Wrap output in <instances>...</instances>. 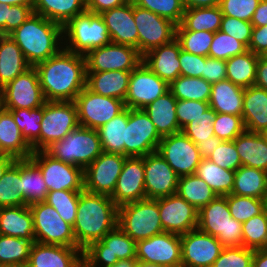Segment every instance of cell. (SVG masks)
<instances>
[{"instance_id":"28","label":"cell","mask_w":267,"mask_h":267,"mask_svg":"<svg viewBox=\"0 0 267 267\" xmlns=\"http://www.w3.org/2000/svg\"><path fill=\"white\" fill-rule=\"evenodd\" d=\"M242 118L249 132L267 130V90L252 85L244 90Z\"/></svg>"},{"instance_id":"6","label":"cell","mask_w":267,"mask_h":267,"mask_svg":"<svg viewBox=\"0 0 267 267\" xmlns=\"http://www.w3.org/2000/svg\"><path fill=\"white\" fill-rule=\"evenodd\" d=\"M197 228L216 237L224 247L242 246V223L232 218L226 196H217L198 211Z\"/></svg>"},{"instance_id":"44","label":"cell","mask_w":267,"mask_h":267,"mask_svg":"<svg viewBox=\"0 0 267 267\" xmlns=\"http://www.w3.org/2000/svg\"><path fill=\"white\" fill-rule=\"evenodd\" d=\"M21 131L22 136L32 147L33 152L40 151V130L44 114V105L33 109L8 110Z\"/></svg>"},{"instance_id":"54","label":"cell","mask_w":267,"mask_h":267,"mask_svg":"<svg viewBox=\"0 0 267 267\" xmlns=\"http://www.w3.org/2000/svg\"><path fill=\"white\" fill-rule=\"evenodd\" d=\"M247 50L242 42L218 30L214 33L208 56L226 61L231 57L243 54Z\"/></svg>"},{"instance_id":"4","label":"cell","mask_w":267,"mask_h":267,"mask_svg":"<svg viewBox=\"0 0 267 267\" xmlns=\"http://www.w3.org/2000/svg\"><path fill=\"white\" fill-rule=\"evenodd\" d=\"M45 151L54 158L85 169L103 151L97 130L79 126Z\"/></svg>"},{"instance_id":"35","label":"cell","mask_w":267,"mask_h":267,"mask_svg":"<svg viewBox=\"0 0 267 267\" xmlns=\"http://www.w3.org/2000/svg\"><path fill=\"white\" fill-rule=\"evenodd\" d=\"M30 67L21 48L11 36L0 35V88H3Z\"/></svg>"},{"instance_id":"45","label":"cell","mask_w":267,"mask_h":267,"mask_svg":"<svg viewBox=\"0 0 267 267\" xmlns=\"http://www.w3.org/2000/svg\"><path fill=\"white\" fill-rule=\"evenodd\" d=\"M212 84L200 77L179 76L169 84V91L177 100L209 102Z\"/></svg>"},{"instance_id":"39","label":"cell","mask_w":267,"mask_h":267,"mask_svg":"<svg viewBox=\"0 0 267 267\" xmlns=\"http://www.w3.org/2000/svg\"><path fill=\"white\" fill-rule=\"evenodd\" d=\"M259 56L250 50L226 60L227 79L242 88L255 84Z\"/></svg>"},{"instance_id":"56","label":"cell","mask_w":267,"mask_h":267,"mask_svg":"<svg viewBox=\"0 0 267 267\" xmlns=\"http://www.w3.org/2000/svg\"><path fill=\"white\" fill-rule=\"evenodd\" d=\"M254 250L244 246L224 247L212 267H252Z\"/></svg>"},{"instance_id":"43","label":"cell","mask_w":267,"mask_h":267,"mask_svg":"<svg viewBox=\"0 0 267 267\" xmlns=\"http://www.w3.org/2000/svg\"><path fill=\"white\" fill-rule=\"evenodd\" d=\"M196 175L203 179L217 196L231 194L235 171L224 169L209 159H202L197 167Z\"/></svg>"},{"instance_id":"60","label":"cell","mask_w":267,"mask_h":267,"mask_svg":"<svg viewBox=\"0 0 267 267\" xmlns=\"http://www.w3.org/2000/svg\"><path fill=\"white\" fill-rule=\"evenodd\" d=\"M210 107L209 102L177 100L176 114L180 129L195 120Z\"/></svg>"},{"instance_id":"32","label":"cell","mask_w":267,"mask_h":267,"mask_svg":"<svg viewBox=\"0 0 267 267\" xmlns=\"http://www.w3.org/2000/svg\"><path fill=\"white\" fill-rule=\"evenodd\" d=\"M233 141L243 166L267 172V139L263 133L245 130Z\"/></svg>"},{"instance_id":"73","label":"cell","mask_w":267,"mask_h":267,"mask_svg":"<svg viewBox=\"0 0 267 267\" xmlns=\"http://www.w3.org/2000/svg\"><path fill=\"white\" fill-rule=\"evenodd\" d=\"M0 3L6 4L8 6L12 5L34 6V0H0Z\"/></svg>"},{"instance_id":"74","label":"cell","mask_w":267,"mask_h":267,"mask_svg":"<svg viewBox=\"0 0 267 267\" xmlns=\"http://www.w3.org/2000/svg\"><path fill=\"white\" fill-rule=\"evenodd\" d=\"M137 259L119 260L116 264L108 265L105 267H134Z\"/></svg>"},{"instance_id":"8","label":"cell","mask_w":267,"mask_h":267,"mask_svg":"<svg viewBox=\"0 0 267 267\" xmlns=\"http://www.w3.org/2000/svg\"><path fill=\"white\" fill-rule=\"evenodd\" d=\"M127 259H136V242L119 226L83 250L86 267H105Z\"/></svg>"},{"instance_id":"62","label":"cell","mask_w":267,"mask_h":267,"mask_svg":"<svg viewBox=\"0 0 267 267\" xmlns=\"http://www.w3.org/2000/svg\"><path fill=\"white\" fill-rule=\"evenodd\" d=\"M203 79L211 84L227 79L226 61L206 57Z\"/></svg>"},{"instance_id":"79","label":"cell","mask_w":267,"mask_h":267,"mask_svg":"<svg viewBox=\"0 0 267 267\" xmlns=\"http://www.w3.org/2000/svg\"><path fill=\"white\" fill-rule=\"evenodd\" d=\"M263 134H264V136H265L266 139H267V130H266Z\"/></svg>"},{"instance_id":"80","label":"cell","mask_w":267,"mask_h":267,"mask_svg":"<svg viewBox=\"0 0 267 267\" xmlns=\"http://www.w3.org/2000/svg\"><path fill=\"white\" fill-rule=\"evenodd\" d=\"M79 267H86L84 263H82Z\"/></svg>"},{"instance_id":"26","label":"cell","mask_w":267,"mask_h":267,"mask_svg":"<svg viewBox=\"0 0 267 267\" xmlns=\"http://www.w3.org/2000/svg\"><path fill=\"white\" fill-rule=\"evenodd\" d=\"M83 263L81 248L34 242L28 267H79Z\"/></svg>"},{"instance_id":"18","label":"cell","mask_w":267,"mask_h":267,"mask_svg":"<svg viewBox=\"0 0 267 267\" xmlns=\"http://www.w3.org/2000/svg\"><path fill=\"white\" fill-rule=\"evenodd\" d=\"M168 91L169 84L141 62L131 71L125 106L143 109Z\"/></svg>"},{"instance_id":"30","label":"cell","mask_w":267,"mask_h":267,"mask_svg":"<svg viewBox=\"0 0 267 267\" xmlns=\"http://www.w3.org/2000/svg\"><path fill=\"white\" fill-rule=\"evenodd\" d=\"M176 102L177 99L168 91L142 109L161 137L181 131L177 121Z\"/></svg>"},{"instance_id":"17","label":"cell","mask_w":267,"mask_h":267,"mask_svg":"<svg viewBox=\"0 0 267 267\" xmlns=\"http://www.w3.org/2000/svg\"><path fill=\"white\" fill-rule=\"evenodd\" d=\"M127 156L102 152L84 169V190L111 196Z\"/></svg>"},{"instance_id":"11","label":"cell","mask_w":267,"mask_h":267,"mask_svg":"<svg viewBox=\"0 0 267 267\" xmlns=\"http://www.w3.org/2000/svg\"><path fill=\"white\" fill-rule=\"evenodd\" d=\"M40 125V150H45L80 126L74 101H46Z\"/></svg>"},{"instance_id":"58","label":"cell","mask_w":267,"mask_h":267,"mask_svg":"<svg viewBox=\"0 0 267 267\" xmlns=\"http://www.w3.org/2000/svg\"><path fill=\"white\" fill-rule=\"evenodd\" d=\"M260 0H220L219 7L225 16L251 22Z\"/></svg>"},{"instance_id":"67","label":"cell","mask_w":267,"mask_h":267,"mask_svg":"<svg viewBox=\"0 0 267 267\" xmlns=\"http://www.w3.org/2000/svg\"><path fill=\"white\" fill-rule=\"evenodd\" d=\"M251 23L256 27L267 25V0H260L253 14Z\"/></svg>"},{"instance_id":"22","label":"cell","mask_w":267,"mask_h":267,"mask_svg":"<svg viewBox=\"0 0 267 267\" xmlns=\"http://www.w3.org/2000/svg\"><path fill=\"white\" fill-rule=\"evenodd\" d=\"M146 198L158 199L177 193L179 176L156 151L143 157Z\"/></svg>"},{"instance_id":"65","label":"cell","mask_w":267,"mask_h":267,"mask_svg":"<svg viewBox=\"0 0 267 267\" xmlns=\"http://www.w3.org/2000/svg\"><path fill=\"white\" fill-rule=\"evenodd\" d=\"M129 0H86V10L94 14H101L102 12L120 7Z\"/></svg>"},{"instance_id":"10","label":"cell","mask_w":267,"mask_h":267,"mask_svg":"<svg viewBox=\"0 0 267 267\" xmlns=\"http://www.w3.org/2000/svg\"><path fill=\"white\" fill-rule=\"evenodd\" d=\"M40 170L48 191L84 190V169L62 162L45 150L35 151L29 158Z\"/></svg>"},{"instance_id":"48","label":"cell","mask_w":267,"mask_h":267,"mask_svg":"<svg viewBox=\"0 0 267 267\" xmlns=\"http://www.w3.org/2000/svg\"><path fill=\"white\" fill-rule=\"evenodd\" d=\"M81 191H48L46 201L58 212L60 217L70 225L76 221L77 206Z\"/></svg>"},{"instance_id":"75","label":"cell","mask_w":267,"mask_h":267,"mask_svg":"<svg viewBox=\"0 0 267 267\" xmlns=\"http://www.w3.org/2000/svg\"><path fill=\"white\" fill-rule=\"evenodd\" d=\"M134 267H166V266L159 265L156 263H146V262L137 260Z\"/></svg>"},{"instance_id":"64","label":"cell","mask_w":267,"mask_h":267,"mask_svg":"<svg viewBox=\"0 0 267 267\" xmlns=\"http://www.w3.org/2000/svg\"><path fill=\"white\" fill-rule=\"evenodd\" d=\"M247 49L258 56H267V25L253 26L251 41Z\"/></svg>"},{"instance_id":"23","label":"cell","mask_w":267,"mask_h":267,"mask_svg":"<svg viewBox=\"0 0 267 267\" xmlns=\"http://www.w3.org/2000/svg\"><path fill=\"white\" fill-rule=\"evenodd\" d=\"M163 230L178 235L198 226V210L177 193L156 199Z\"/></svg>"},{"instance_id":"49","label":"cell","mask_w":267,"mask_h":267,"mask_svg":"<svg viewBox=\"0 0 267 267\" xmlns=\"http://www.w3.org/2000/svg\"><path fill=\"white\" fill-rule=\"evenodd\" d=\"M242 246L256 249H267V215L265 211L242 223Z\"/></svg>"},{"instance_id":"5","label":"cell","mask_w":267,"mask_h":267,"mask_svg":"<svg viewBox=\"0 0 267 267\" xmlns=\"http://www.w3.org/2000/svg\"><path fill=\"white\" fill-rule=\"evenodd\" d=\"M63 36L64 40L67 39V44H64L66 46L63 48L81 55L112 42L102 16L87 10L63 26Z\"/></svg>"},{"instance_id":"34","label":"cell","mask_w":267,"mask_h":267,"mask_svg":"<svg viewBox=\"0 0 267 267\" xmlns=\"http://www.w3.org/2000/svg\"><path fill=\"white\" fill-rule=\"evenodd\" d=\"M244 90L228 79L213 83L209 105L216 113L242 116Z\"/></svg>"},{"instance_id":"36","label":"cell","mask_w":267,"mask_h":267,"mask_svg":"<svg viewBox=\"0 0 267 267\" xmlns=\"http://www.w3.org/2000/svg\"><path fill=\"white\" fill-rule=\"evenodd\" d=\"M33 11L65 26L72 18L86 11V0H34Z\"/></svg>"},{"instance_id":"52","label":"cell","mask_w":267,"mask_h":267,"mask_svg":"<svg viewBox=\"0 0 267 267\" xmlns=\"http://www.w3.org/2000/svg\"><path fill=\"white\" fill-rule=\"evenodd\" d=\"M215 118L216 112L209 107L204 114L184 126L181 131L195 144L198 142L213 141V122Z\"/></svg>"},{"instance_id":"7","label":"cell","mask_w":267,"mask_h":267,"mask_svg":"<svg viewBox=\"0 0 267 267\" xmlns=\"http://www.w3.org/2000/svg\"><path fill=\"white\" fill-rule=\"evenodd\" d=\"M118 226L135 242L164 232L156 199H141L118 207Z\"/></svg>"},{"instance_id":"14","label":"cell","mask_w":267,"mask_h":267,"mask_svg":"<svg viewBox=\"0 0 267 267\" xmlns=\"http://www.w3.org/2000/svg\"><path fill=\"white\" fill-rule=\"evenodd\" d=\"M134 21L138 32V51L142 56L176 37L175 23L135 4Z\"/></svg>"},{"instance_id":"46","label":"cell","mask_w":267,"mask_h":267,"mask_svg":"<svg viewBox=\"0 0 267 267\" xmlns=\"http://www.w3.org/2000/svg\"><path fill=\"white\" fill-rule=\"evenodd\" d=\"M21 189V159L16 160L0 179V207L26 206Z\"/></svg>"},{"instance_id":"50","label":"cell","mask_w":267,"mask_h":267,"mask_svg":"<svg viewBox=\"0 0 267 267\" xmlns=\"http://www.w3.org/2000/svg\"><path fill=\"white\" fill-rule=\"evenodd\" d=\"M232 218L243 223L264 212V199L228 194L226 196Z\"/></svg>"},{"instance_id":"59","label":"cell","mask_w":267,"mask_h":267,"mask_svg":"<svg viewBox=\"0 0 267 267\" xmlns=\"http://www.w3.org/2000/svg\"><path fill=\"white\" fill-rule=\"evenodd\" d=\"M252 28L251 22L223 15L220 31L236 38L248 48L251 41Z\"/></svg>"},{"instance_id":"70","label":"cell","mask_w":267,"mask_h":267,"mask_svg":"<svg viewBox=\"0 0 267 267\" xmlns=\"http://www.w3.org/2000/svg\"><path fill=\"white\" fill-rule=\"evenodd\" d=\"M252 267H267V249L254 250Z\"/></svg>"},{"instance_id":"33","label":"cell","mask_w":267,"mask_h":267,"mask_svg":"<svg viewBox=\"0 0 267 267\" xmlns=\"http://www.w3.org/2000/svg\"><path fill=\"white\" fill-rule=\"evenodd\" d=\"M0 152L16 160L29 159L33 154L32 147L22 136L8 110L0 116Z\"/></svg>"},{"instance_id":"47","label":"cell","mask_w":267,"mask_h":267,"mask_svg":"<svg viewBox=\"0 0 267 267\" xmlns=\"http://www.w3.org/2000/svg\"><path fill=\"white\" fill-rule=\"evenodd\" d=\"M32 244L26 239L0 234V264L4 267L27 265Z\"/></svg>"},{"instance_id":"51","label":"cell","mask_w":267,"mask_h":267,"mask_svg":"<svg viewBox=\"0 0 267 267\" xmlns=\"http://www.w3.org/2000/svg\"><path fill=\"white\" fill-rule=\"evenodd\" d=\"M181 49L198 56L208 57L214 32L209 31H176Z\"/></svg>"},{"instance_id":"55","label":"cell","mask_w":267,"mask_h":267,"mask_svg":"<svg viewBox=\"0 0 267 267\" xmlns=\"http://www.w3.org/2000/svg\"><path fill=\"white\" fill-rule=\"evenodd\" d=\"M213 129L214 136L223 141H233L246 130L242 116L223 113H216Z\"/></svg>"},{"instance_id":"13","label":"cell","mask_w":267,"mask_h":267,"mask_svg":"<svg viewBox=\"0 0 267 267\" xmlns=\"http://www.w3.org/2000/svg\"><path fill=\"white\" fill-rule=\"evenodd\" d=\"M161 136L149 116L142 109L128 108L125 128V156L144 157L156 152Z\"/></svg>"},{"instance_id":"71","label":"cell","mask_w":267,"mask_h":267,"mask_svg":"<svg viewBox=\"0 0 267 267\" xmlns=\"http://www.w3.org/2000/svg\"><path fill=\"white\" fill-rule=\"evenodd\" d=\"M6 21H9V6L0 3V35H6Z\"/></svg>"},{"instance_id":"78","label":"cell","mask_w":267,"mask_h":267,"mask_svg":"<svg viewBox=\"0 0 267 267\" xmlns=\"http://www.w3.org/2000/svg\"><path fill=\"white\" fill-rule=\"evenodd\" d=\"M6 267H28L27 265H19V266H6Z\"/></svg>"},{"instance_id":"29","label":"cell","mask_w":267,"mask_h":267,"mask_svg":"<svg viewBox=\"0 0 267 267\" xmlns=\"http://www.w3.org/2000/svg\"><path fill=\"white\" fill-rule=\"evenodd\" d=\"M0 234L34 243L33 215L29 206L0 207Z\"/></svg>"},{"instance_id":"53","label":"cell","mask_w":267,"mask_h":267,"mask_svg":"<svg viewBox=\"0 0 267 267\" xmlns=\"http://www.w3.org/2000/svg\"><path fill=\"white\" fill-rule=\"evenodd\" d=\"M141 8L148 9L160 17L166 18L176 25H180L183 19L185 6L183 0H132Z\"/></svg>"},{"instance_id":"15","label":"cell","mask_w":267,"mask_h":267,"mask_svg":"<svg viewBox=\"0 0 267 267\" xmlns=\"http://www.w3.org/2000/svg\"><path fill=\"white\" fill-rule=\"evenodd\" d=\"M87 72H131L143 60V56L131 46L109 43L90 50L86 55Z\"/></svg>"},{"instance_id":"63","label":"cell","mask_w":267,"mask_h":267,"mask_svg":"<svg viewBox=\"0 0 267 267\" xmlns=\"http://www.w3.org/2000/svg\"><path fill=\"white\" fill-rule=\"evenodd\" d=\"M33 6L12 5L9 6V21H6V35L18 28L32 14Z\"/></svg>"},{"instance_id":"3","label":"cell","mask_w":267,"mask_h":267,"mask_svg":"<svg viewBox=\"0 0 267 267\" xmlns=\"http://www.w3.org/2000/svg\"><path fill=\"white\" fill-rule=\"evenodd\" d=\"M9 35L21 48L31 67L46 61L63 49V46L59 45V41L64 38L63 26L35 13Z\"/></svg>"},{"instance_id":"77","label":"cell","mask_w":267,"mask_h":267,"mask_svg":"<svg viewBox=\"0 0 267 267\" xmlns=\"http://www.w3.org/2000/svg\"><path fill=\"white\" fill-rule=\"evenodd\" d=\"M264 211H265V213H266V215H267V195H266V197L264 198Z\"/></svg>"},{"instance_id":"12","label":"cell","mask_w":267,"mask_h":267,"mask_svg":"<svg viewBox=\"0 0 267 267\" xmlns=\"http://www.w3.org/2000/svg\"><path fill=\"white\" fill-rule=\"evenodd\" d=\"M74 103L79 125L94 130L99 129L126 109L125 102L121 99L96 94L87 87L77 95Z\"/></svg>"},{"instance_id":"37","label":"cell","mask_w":267,"mask_h":267,"mask_svg":"<svg viewBox=\"0 0 267 267\" xmlns=\"http://www.w3.org/2000/svg\"><path fill=\"white\" fill-rule=\"evenodd\" d=\"M223 14L218 6L187 8L176 31H209L220 30Z\"/></svg>"},{"instance_id":"24","label":"cell","mask_w":267,"mask_h":267,"mask_svg":"<svg viewBox=\"0 0 267 267\" xmlns=\"http://www.w3.org/2000/svg\"><path fill=\"white\" fill-rule=\"evenodd\" d=\"M119 207L146 198L143 157H127L110 196Z\"/></svg>"},{"instance_id":"1","label":"cell","mask_w":267,"mask_h":267,"mask_svg":"<svg viewBox=\"0 0 267 267\" xmlns=\"http://www.w3.org/2000/svg\"><path fill=\"white\" fill-rule=\"evenodd\" d=\"M34 67L46 101H74L86 87L85 55L63 48Z\"/></svg>"},{"instance_id":"41","label":"cell","mask_w":267,"mask_h":267,"mask_svg":"<svg viewBox=\"0 0 267 267\" xmlns=\"http://www.w3.org/2000/svg\"><path fill=\"white\" fill-rule=\"evenodd\" d=\"M128 108L97 129L103 152L125 155V128Z\"/></svg>"},{"instance_id":"42","label":"cell","mask_w":267,"mask_h":267,"mask_svg":"<svg viewBox=\"0 0 267 267\" xmlns=\"http://www.w3.org/2000/svg\"><path fill=\"white\" fill-rule=\"evenodd\" d=\"M177 194L198 211L217 197L211 187L196 173L179 177Z\"/></svg>"},{"instance_id":"16","label":"cell","mask_w":267,"mask_h":267,"mask_svg":"<svg viewBox=\"0 0 267 267\" xmlns=\"http://www.w3.org/2000/svg\"><path fill=\"white\" fill-rule=\"evenodd\" d=\"M157 152L179 177L195 174L202 160L197 145L182 131L162 137Z\"/></svg>"},{"instance_id":"31","label":"cell","mask_w":267,"mask_h":267,"mask_svg":"<svg viewBox=\"0 0 267 267\" xmlns=\"http://www.w3.org/2000/svg\"><path fill=\"white\" fill-rule=\"evenodd\" d=\"M131 72H87L86 87L92 92L125 101Z\"/></svg>"},{"instance_id":"69","label":"cell","mask_w":267,"mask_h":267,"mask_svg":"<svg viewBox=\"0 0 267 267\" xmlns=\"http://www.w3.org/2000/svg\"><path fill=\"white\" fill-rule=\"evenodd\" d=\"M185 9L197 7H213L220 4V0H183Z\"/></svg>"},{"instance_id":"61","label":"cell","mask_w":267,"mask_h":267,"mask_svg":"<svg viewBox=\"0 0 267 267\" xmlns=\"http://www.w3.org/2000/svg\"><path fill=\"white\" fill-rule=\"evenodd\" d=\"M180 76L203 78V69L206 62L205 56L191 54L183 49L180 50Z\"/></svg>"},{"instance_id":"21","label":"cell","mask_w":267,"mask_h":267,"mask_svg":"<svg viewBox=\"0 0 267 267\" xmlns=\"http://www.w3.org/2000/svg\"><path fill=\"white\" fill-rule=\"evenodd\" d=\"M2 89L6 110L33 109L46 102L35 67H30Z\"/></svg>"},{"instance_id":"38","label":"cell","mask_w":267,"mask_h":267,"mask_svg":"<svg viewBox=\"0 0 267 267\" xmlns=\"http://www.w3.org/2000/svg\"><path fill=\"white\" fill-rule=\"evenodd\" d=\"M231 194L264 199L267 195V172L242 165L235 171Z\"/></svg>"},{"instance_id":"19","label":"cell","mask_w":267,"mask_h":267,"mask_svg":"<svg viewBox=\"0 0 267 267\" xmlns=\"http://www.w3.org/2000/svg\"><path fill=\"white\" fill-rule=\"evenodd\" d=\"M136 259L166 267H182L180 235L164 231L136 242Z\"/></svg>"},{"instance_id":"27","label":"cell","mask_w":267,"mask_h":267,"mask_svg":"<svg viewBox=\"0 0 267 267\" xmlns=\"http://www.w3.org/2000/svg\"><path fill=\"white\" fill-rule=\"evenodd\" d=\"M181 46L175 38L143 55L142 62L158 77L170 84L180 76Z\"/></svg>"},{"instance_id":"2","label":"cell","mask_w":267,"mask_h":267,"mask_svg":"<svg viewBox=\"0 0 267 267\" xmlns=\"http://www.w3.org/2000/svg\"><path fill=\"white\" fill-rule=\"evenodd\" d=\"M118 226V206L110 196L80 192L73 232L77 245L86 249Z\"/></svg>"},{"instance_id":"9","label":"cell","mask_w":267,"mask_h":267,"mask_svg":"<svg viewBox=\"0 0 267 267\" xmlns=\"http://www.w3.org/2000/svg\"><path fill=\"white\" fill-rule=\"evenodd\" d=\"M33 215L35 242L80 248L73 232V226L65 222L47 202L29 205Z\"/></svg>"},{"instance_id":"25","label":"cell","mask_w":267,"mask_h":267,"mask_svg":"<svg viewBox=\"0 0 267 267\" xmlns=\"http://www.w3.org/2000/svg\"><path fill=\"white\" fill-rule=\"evenodd\" d=\"M108 28L111 41L138 50V32L134 21V3L106 10L100 14Z\"/></svg>"},{"instance_id":"66","label":"cell","mask_w":267,"mask_h":267,"mask_svg":"<svg viewBox=\"0 0 267 267\" xmlns=\"http://www.w3.org/2000/svg\"><path fill=\"white\" fill-rule=\"evenodd\" d=\"M256 86L267 90V56H259L256 73Z\"/></svg>"},{"instance_id":"68","label":"cell","mask_w":267,"mask_h":267,"mask_svg":"<svg viewBox=\"0 0 267 267\" xmlns=\"http://www.w3.org/2000/svg\"><path fill=\"white\" fill-rule=\"evenodd\" d=\"M222 141V139L214 136L213 141L198 142L196 145L202 159H208L212 152L221 144Z\"/></svg>"},{"instance_id":"20","label":"cell","mask_w":267,"mask_h":267,"mask_svg":"<svg viewBox=\"0 0 267 267\" xmlns=\"http://www.w3.org/2000/svg\"><path fill=\"white\" fill-rule=\"evenodd\" d=\"M182 267H212L224 246L200 229L180 235Z\"/></svg>"},{"instance_id":"40","label":"cell","mask_w":267,"mask_h":267,"mask_svg":"<svg viewBox=\"0 0 267 267\" xmlns=\"http://www.w3.org/2000/svg\"><path fill=\"white\" fill-rule=\"evenodd\" d=\"M21 189L28 206L46 201L47 185L41 170L30 159H21Z\"/></svg>"},{"instance_id":"76","label":"cell","mask_w":267,"mask_h":267,"mask_svg":"<svg viewBox=\"0 0 267 267\" xmlns=\"http://www.w3.org/2000/svg\"><path fill=\"white\" fill-rule=\"evenodd\" d=\"M6 111L5 97L3 89L0 88V116Z\"/></svg>"},{"instance_id":"72","label":"cell","mask_w":267,"mask_h":267,"mask_svg":"<svg viewBox=\"0 0 267 267\" xmlns=\"http://www.w3.org/2000/svg\"><path fill=\"white\" fill-rule=\"evenodd\" d=\"M16 161L15 158L7 155H3L0 158V179L6 172V170Z\"/></svg>"},{"instance_id":"57","label":"cell","mask_w":267,"mask_h":267,"mask_svg":"<svg viewBox=\"0 0 267 267\" xmlns=\"http://www.w3.org/2000/svg\"><path fill=\"white\" fill-rule=\"evenodd\" d=\"M208 159L227 170L236 171L242 166L234 141H222Z\"/></svg>"}]
</instances>
